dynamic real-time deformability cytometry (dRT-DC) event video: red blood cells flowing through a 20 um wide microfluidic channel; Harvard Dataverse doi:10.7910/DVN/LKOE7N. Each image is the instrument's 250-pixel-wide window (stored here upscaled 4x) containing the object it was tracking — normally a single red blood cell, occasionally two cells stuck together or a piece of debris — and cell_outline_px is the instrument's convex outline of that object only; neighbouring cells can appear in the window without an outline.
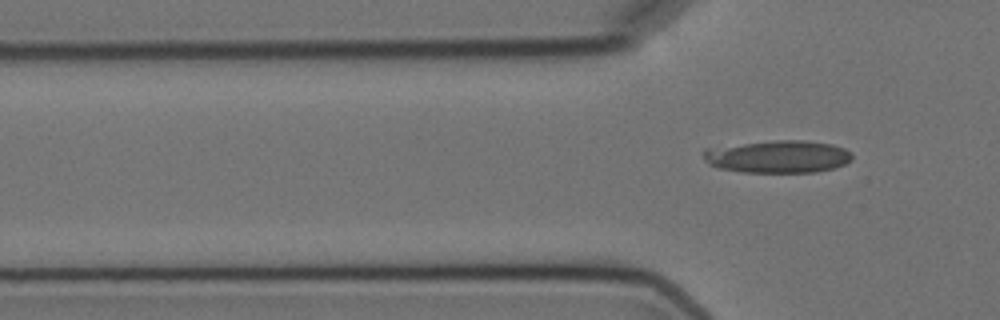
{"species": "Egyptian fruit bat (a non-hibernating species)", "species_latin": "Rousettus aegyptiacus", "temperature_condition": "cold", "stored_images_in_passage": 6, "segment_of_instrument_passage": [2, 2], "camera_frame_rate_fps": 3000, "um_per_image_px": 0.085, "animal": {"sex": "female"}, "frame": {"image": 1, "passage_image": 6, "time_ms": 6.667, "image_size_px": [1000, 320], "cell_outline_px": [[852, 160], [844, 164], [832, 168], [816, 172], [744, 172], [720, 168], [708, 164], [704, 160], [704, 148], [776, 140], [804, 140], [832, 144], [844, 148], [852, 152]], "centroid_in_image_um": [66.14, 13.31], "position_along_channel_um": 59.7, "area_um2": 28.15}}